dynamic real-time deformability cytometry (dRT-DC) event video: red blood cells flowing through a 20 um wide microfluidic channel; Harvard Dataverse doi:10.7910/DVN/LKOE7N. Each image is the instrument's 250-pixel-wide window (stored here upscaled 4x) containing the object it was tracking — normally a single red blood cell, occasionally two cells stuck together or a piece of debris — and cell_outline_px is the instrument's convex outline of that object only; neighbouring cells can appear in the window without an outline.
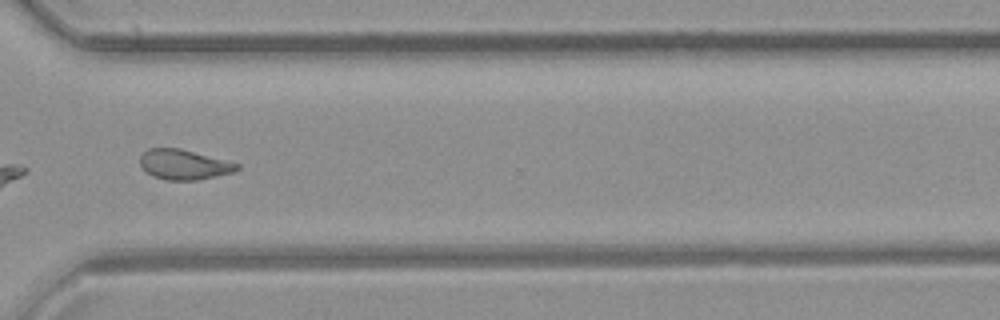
{"species": "common noctule bat (a hibernating species)", "species_latin": "Nyctalus noctula", "temperature_condition": "room temperature", "stored_images_in_passage": 54, "camera_frame_rate_fps": 3000, "um_per_image_px": 0.085, "animal": {"sex": "female", "body_mass_g": 21.9}, "frame": {"image": 1, "passage_image": 39, "time_ms": 12.667, "image_size_px": [1000, 320], "cell_outline_px": [[240, 168], [236, 172], [196, 180], [164, 180], [152, 176], [140, 164], [140, 156], [148, 148], [180, 148], [240, 164]], "centroid_in_image_um": [15.65, 13.99], "position_along_channel_um": 355.0, "area_um2": 16.94}, "authors_computed_cell_mechanics": {"area_um2": 18.0625, "velocity_mm_per_s": 3.9586, "shape_relaxation_time_tau1_ms": null, "shape_relaxation_time_tau2_ms": 2.6025, "deformation_change_tau1": null, "deformation_change_tau2": 0.1002}}